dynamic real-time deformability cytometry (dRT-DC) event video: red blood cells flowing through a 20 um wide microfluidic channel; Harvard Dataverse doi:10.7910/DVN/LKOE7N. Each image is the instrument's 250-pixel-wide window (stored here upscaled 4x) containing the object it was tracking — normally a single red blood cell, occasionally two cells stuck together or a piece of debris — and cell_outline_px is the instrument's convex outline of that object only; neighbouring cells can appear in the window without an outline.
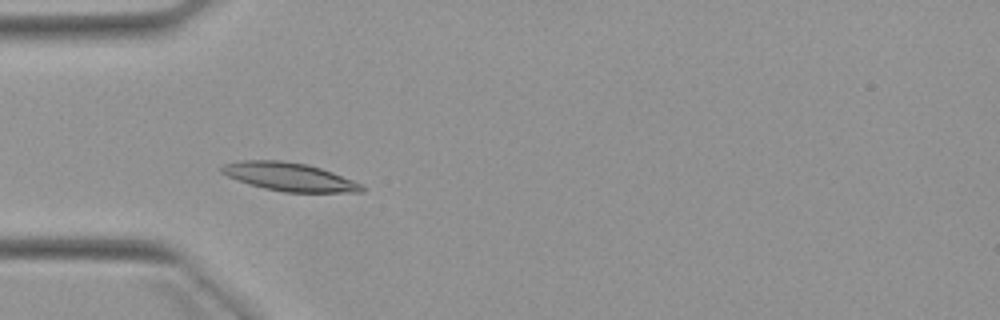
{"species": "Egyptian fruit bat (a non-hibernating species)", "species_latin": "Rousettus aegyptiacus", "temperature_condition": "warm", "stored_images_in_passage": 8, "camera_frame_rate_fps": 3000, "um_per_image_px": 0.085, "animal": {"sex": "female"}, "frame": {"image": 1, "passage_image": 5, "time_ms": 4.667, "image_size_px": [1000, 320], "cell_outline_px": [[368, 188], [364, 192], [284, 192], [264, 188], [248, 184], [228, 176], [220, 172], [220, 168], [224, 164], [240, 160], [280, 160], [304, 164], [320, 168], [332, 172], [352, 180]], "centroid_in_image_um": [24.58, 15.03], "position_along_channel_um": 60.4, "area_um2": 23.0}}
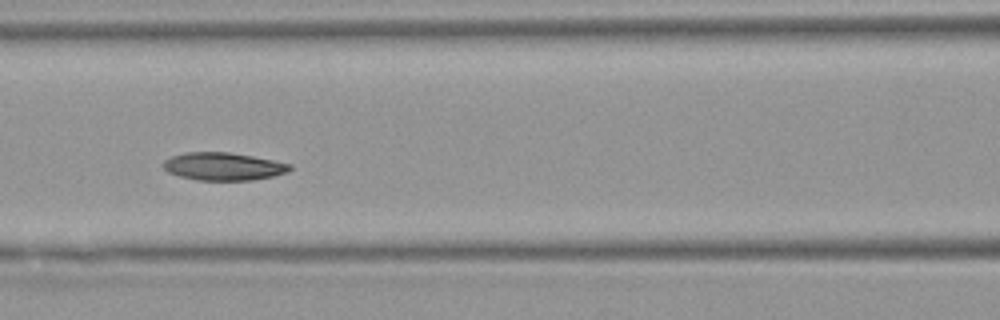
{"frame": {"image": 2, "passage_image": 7, "time_ms": 7.0, "image_size_px": [1000, 320], "cell_outline_px": [[292, 168], [288, 172], [272, 176], [252, 180], [196, 180], [180, 176], [168, 172], [160, 164], [164, 160], [172, 156], [184, 152], [228, 152], [252, 156], [292, 164]], "centroid_in_image_um": [18.96, 14.14], "position_along_channel_um": 147.6, "area_um2": 20.52}}
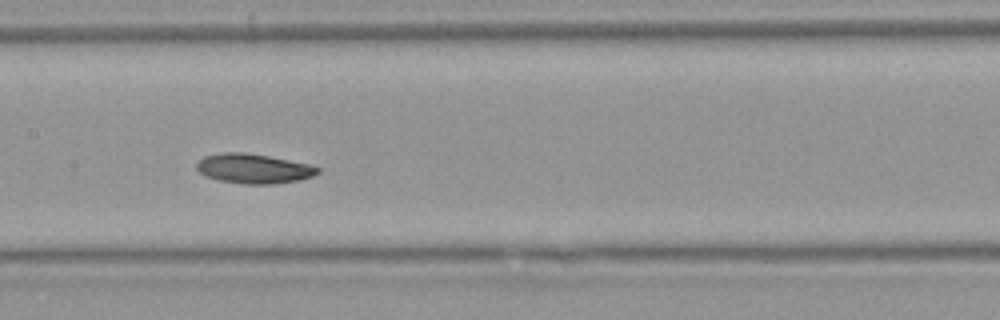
{"frame": {"image": 3, "passage_image": 8, "time_ms": 8.0, "image_size_px": [1000, 320], "cell_outline_px": [[320, 172], [312, 176], [300, 180], [276, 184], [244, 184], [220, 180], [204, 176], [196, 168], [196, 164], [204, 156], [224, 152], [244, 152], [268, 156], [312, 164], [320, 168]], "centroid_in_image_um": [21.59, 14.33], "position_along_channel_um": 185.8, "area_um2": 21.04}}